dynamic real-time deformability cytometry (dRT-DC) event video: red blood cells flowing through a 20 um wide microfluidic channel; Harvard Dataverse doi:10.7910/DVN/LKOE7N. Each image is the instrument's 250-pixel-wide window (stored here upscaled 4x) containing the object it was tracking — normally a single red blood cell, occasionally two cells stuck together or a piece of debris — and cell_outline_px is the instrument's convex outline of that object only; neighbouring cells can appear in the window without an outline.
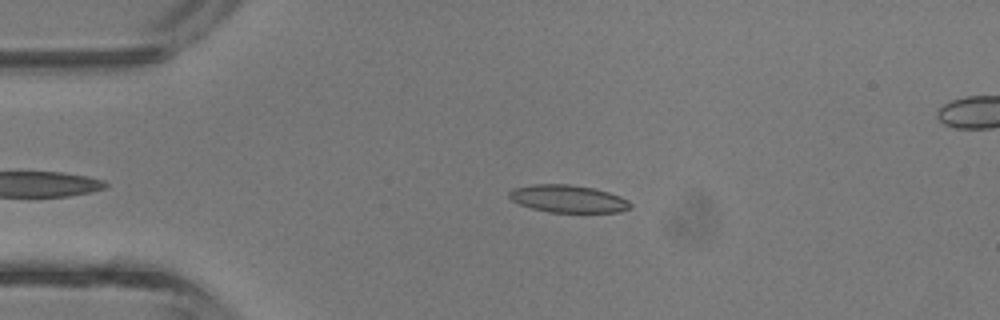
{"species": "common noctule bat (a hibernating species)", "species_latin": "Nyctalus noctula", "temperature_condition": "room temperature", "stored_images_in_passage": 34, "camera_frame_rate_fps": 3000, "um_per_image_px": 0.085, "animal": {"sex": "male", "body_mass_g": 13.3}, "frame": {"image": 1, "passage_image": 7, "time_ms": 2.0, "image_size_px": [1000, 320], "cell_outline_px": [[632, 204], [628, 208], [620, 212], [548, 212], [532, 208], [520, 204], [512, 200], [508, 196], [508, 192], [512, 188], [532, 184], [568, 184], [592, 188], [608, 192], [620, 196], [628, 200]], "centroid_in_image_um": [48.25, 16.89], "position_along_channel_um": 36.7, "area_um2": 19.36}}
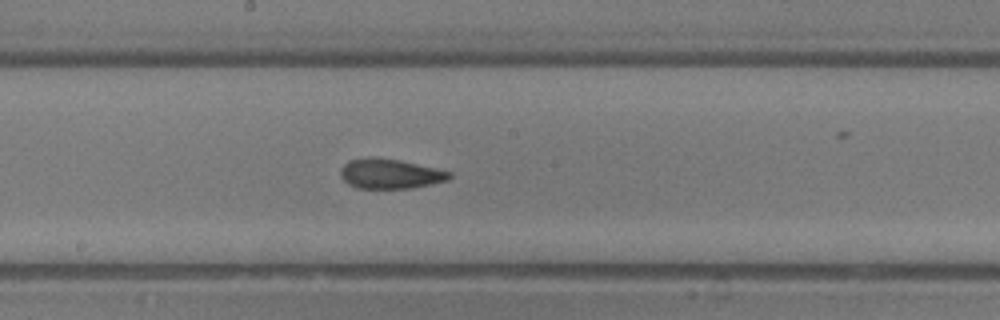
{"frame": {"image": 2, "passage_image": 20, "time_ms": 6.333, "image_size_px": [1000, 320], "cell_outline_px": [[452, 176], [448, 180], [432, 184], [412, 188], [356, 188], [348, 184], [340, 176], [340, 172], [344, 164], [348, 160], [368, 156], [376, 156], [400, 160], [436, 168], [452, 172]], "centroid_in_image_um": [33.15, 14.75], "position_along_channel_um": 215.0, "area_um2": 19.19}}
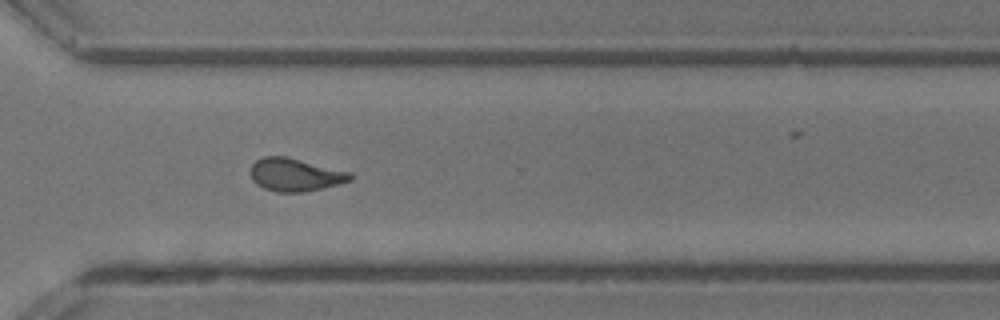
{"frame": {"image": 3, "passage_image": 28, "time_ms": 9.0, "image_size_px": [1000, 320], "cell_outline_px": [[352, 180], [304, 192], [276, 192], [264, 188], [256, 184], [252, 180], [252, 164], [256, 160], [264, 156], [284, 156], [352, 172]], "centroid_in_image_um": [25.08, 14.85], "position_along_channel_um": 345.5, "area_um2": 18.9}, "authors_computed_cell_mechanics": {"area_um2": 19.1896, "velocity_mm_per_s": 4.9061, "shape_relaxation_time_tau1_ms": 3.8984, "shape_relaxation_time_tau2_ms": 1.5771, "deformation_change_tau1": 0.1691, "deformation_change_tau2": 0.099}}